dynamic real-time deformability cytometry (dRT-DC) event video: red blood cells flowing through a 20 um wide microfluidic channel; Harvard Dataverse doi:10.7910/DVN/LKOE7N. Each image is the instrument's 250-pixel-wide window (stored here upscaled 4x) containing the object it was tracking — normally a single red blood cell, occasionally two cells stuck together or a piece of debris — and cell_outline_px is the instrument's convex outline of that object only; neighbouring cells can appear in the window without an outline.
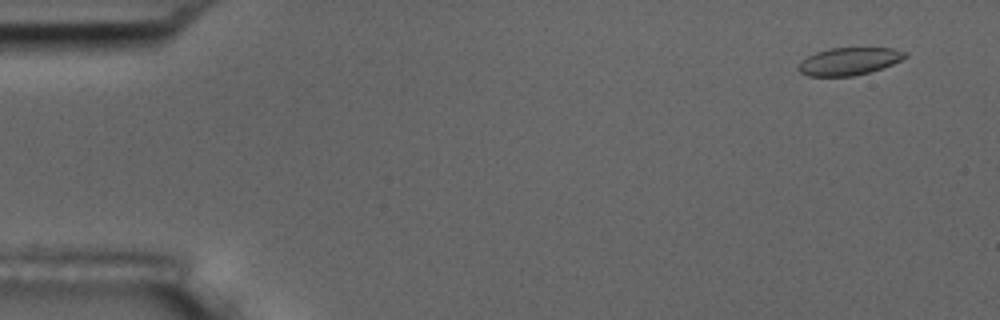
{"species": "common noctule bat (a hibernating species)", "species_latin": "Nyctalus noctula", "temperature_condition": "room temperature", "stored_images_in_passage": 4, "camera_frame_rate_fps": 3000, "um_per_image_px": 0.085, "animal": {"sex": "male", "body_mass_g": 17.5, "forearm_length_mm": 52.3}, "frame": {"image": 1, "passage_image": 1, "time_ms": 0.0, "image_size_px": [1000, 320], "cell_outline_px": [[908, 56], [892, 64], [868, 72], [852, 76], [808, 76], [800, 72], [796, 68], [800, 60], [816, 52], [832, 48], [892, 48], [908, 52]], "centroid_in_image_um": [72.14, 5.21], "position_along_channel_um": 12.9, "area_um2": 17.05}}